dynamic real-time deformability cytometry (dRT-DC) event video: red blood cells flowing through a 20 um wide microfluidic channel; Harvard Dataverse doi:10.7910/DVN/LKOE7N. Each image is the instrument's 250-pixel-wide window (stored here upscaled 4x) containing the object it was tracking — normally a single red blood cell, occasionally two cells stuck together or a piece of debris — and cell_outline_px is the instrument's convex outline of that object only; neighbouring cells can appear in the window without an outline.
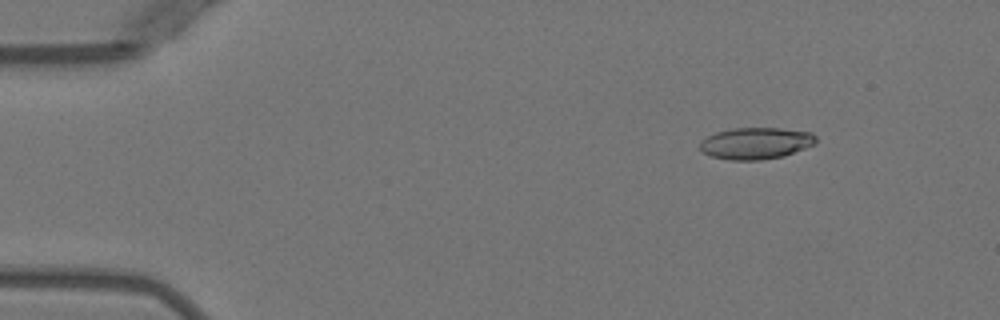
{"species": "Egyptian fruit bat (a non-hibernating species)", "species_latin": "Rousettus aegyptiacus", "temperature_condition": "warm", "stored_images_in_passage": 6, "camera_frame_rate_fps": 3000, "um_per_image_px": 0.085, "animal": {"sex": "female"}, "frame": {"image": 1, "passage_image": 2, "time_ms": 1.0, "image_size_px": [1000, 320], "cell_outline_px": [[816, 144], [784, 156], [760, 160], [728, 160], [712, 156], [704, 152], [700, 148], [700, 140], [716, 132], [732, 128], [780, 128], [812, 132], [816, 136]], "centroid_in_image_um": [64.27, 12.17], "position_along_channel_um": 20.7, "area_um2": 21.5}}
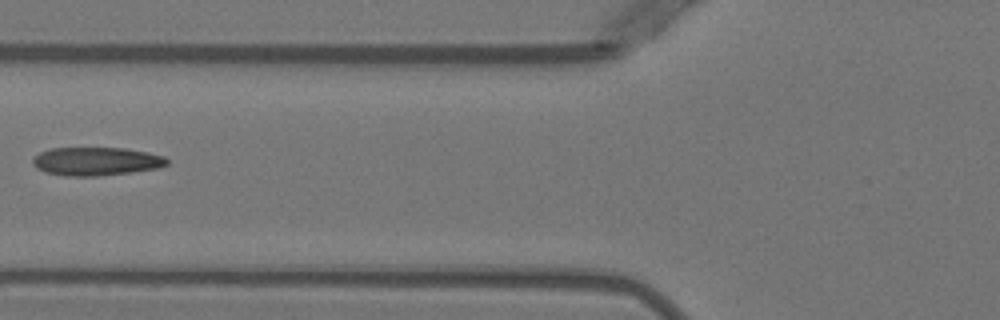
{"frame": {"image": 2, "passage_image": 5, "time_ms": 5.667, "image_size_px": [1000, 320], "cell_outline_px": [[168, 164], [156, 168], [128, 172], [96, 176], [68, 176], [48, 172], [36, 168], [32, 164], [32, 160], [40, 152], [52, 148], [124, 148], [148, 152], [164, 156], [168, 160]], "centroid_in_image_um": [8.17, 13.7], "position_along_channel_um": 117.6, "area_um2": 21.91}}
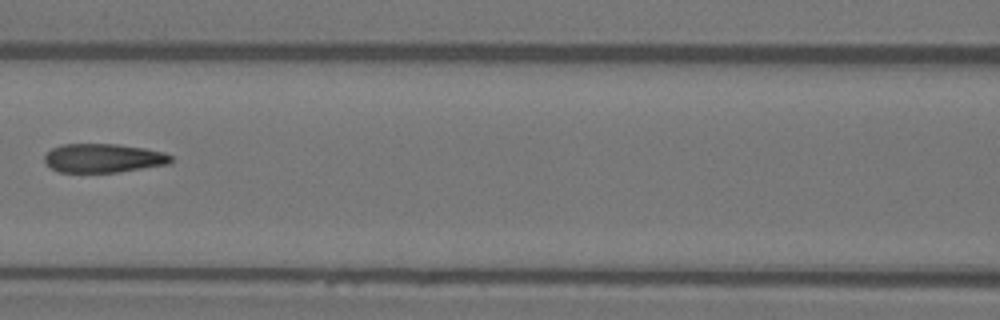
{"frame": {"image": 3, "passage_image": 6, "time_ms": 6.667, "image_size_px": [1000, 320], "cell_outline_px": [[172, 160], [168, 164], [116, 172], [60, 172], [52, 168], [44, 160], [44, 156], [52, 148], [60, 144], [116, 144], [144, 148], [164, 152], [172, 156]], "centroid_in_image_um": [8.78, 13.43], "position_along_channel_um": 157.8, "area_um2": 21.1}}